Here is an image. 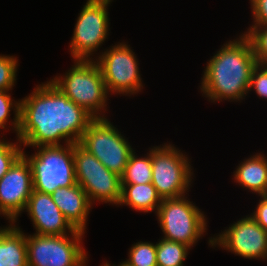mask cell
Here are the masks:
<instances>
[{"instance_id": "obj_28", "label": "cell", "mask_w": 267, "mask_h": 266, "mask_svg": "<svg viewBox=\"0 0 267 266\" xmlns=\"http://www.w3.org/2000/svg\"><path fill=\"white\" fill-rule=\"evenodd\" d=\"M251 217L267 231V195L260 196L259 202L255 207Z\"/></svg>"}, {"instance_id": "obj_21", "label": "cell", "mask_w": 267, "mask_h": 266, "mask_svg": "<svg viewBox=\"0 0 267 266\" xmlns=\"http://www.w3.org/2000/svg\"><path fill=\"white\" fill-rule=\"evenodd\" d=\"M9 92L0 90V130H7L9 123L11 125L8 127L11 126L12 128L10 127V129L14 130L17 135L20 126V99L15 101ZM12 110L14 111V118L9 122Z\"/></svg>"}, {"instance_id": "obj_8", "label": "cell", "mask_w": 267, "mask_h": 266, "mask_svg": "<svg viewBox=\"0 0 267 266\" xmlns=\"http://www.w3.org/2000/svg\"><path fill=\"white\" fill-rule=\"evenodd\" d=\"M79 144L120 177L134 151L127 138L108 118H95L84 131Z\"/></svg>"}, {"instance_id": "obj_22", "label": "cell", "mask_w": 267, "mask_h": 266, "mask_svg": "<svg viewBox=\"0 0 267 266\" xmlns=\"http://www.w3.org/2000/svg\"><path fill=\"white\" fill-rule=\"evenodd\" d=\"M128 259L125 260L130 266H158L156 260V243L136 242L130 247Z\"/></svg>"}, {"instance_id": "obj_10", "label": "cell", "mask_w": 267, "mask_h": 266, "mask_svg": "<svg viewBox=\"0 0 267 266\" xmlns=\"http://www.w3.org/2000/svg\"><path fill=\"white\" fill-rule=\"evenodd\" d=\"M76 182L84 189L89 201L118 205L121 197V177L107 169L79 143L73 144Z\"/></svg>"}, {"instance_id": "obj_17", "label": "cell", "mask_w": 267, "mask_h": 266, "mask_svg": "<svg viewBox=\"0 0 267 266\" xmlns=\"http://www.w3.org/2000/svg\"><path fill=\"white\" fill-rule=\"evenodd\" d=\"M0 266H28L26 234L15 223L0 230Z\"/></svg>"}, {"instance_id": "obj_30", "label": "cell", "mask_w": 267, "mask_h": 266, "mask_svg": "<svg viewBox=\"0 0 267 266\" xmlns=\"http://www.w3.org/2000/svg\"><path fill=\"white\" fill-rule=\"evenodd\" d=\"M102 266H116L115 264H109L108 262H104L103 264H102ZM117 266H130L128 263H126L125 261H122V263L120 262V264L119 265H117Z\"/></svg>"}, {"instance_id": "obj_27", "label": "cell", "mask_w": 267, "mask_h": 266, "mask_svg": "<svg viewBox=\"0 0 267 266\" xmlns=\"http://www.w3.org/2000/svg\"><path fill=\"white\" fill-rule=\"evenodd\" d=\"M253 24L243 34H247L253 27L267 26V0H250Z\"/></svg>"}, {"instance_id": "obj_26", "label": "cell", "mask_w": 267, "mask_h": 266, "mask_svg": "<svg viewBox=\"0 0 267 266\" xmlns=\"http://www.w3.org/2000/svg\"><path fill=\"white\" fill-rule=\"evenodd\" d=\"M255 91L257 96L263 100H267V65L259 64L254 67L248 93Z\"/></svg>"}, {"instance_id": "obj_12", "label": "cell", "mask_w": 267, "mask_h": 266, "mask_svg": "<svg viewBox=\"0 0 267 266\" xmlns=\"http://www.w3.org/2000/svg\"><path fill=\"white\" fill-rule=\"evenodd\" d=\"M214 236L208 240L212 248H224L245 259L267 260V231L250 214Z\"/></svg>"}, {"instance_id": "obj_15", "label": "cell", "mask_w": 267, "mask_h": 266, "mask_svg": "<svg viewBox=\"0 0 267 266\" xmlns=\"http://www.w3.org/2000/svg\"><path fill=\"white\" fill-rule=\"evenodd\" d=\"M51 196L70 225L86 233L87 218L93 205L84 189L77 183L71 187H60Z\"/></svg>"}, {"instance_id": "obj_4", "label": "cell", "mask_w": 267, "mask_h": 266, "mask_svg": "<svg viewBox=\"0 0 267 266\" xmlns=\"http://www.w3.org/2000/svg\"><path fill=\"white\" fill-rule=\"evenodd\" d=\"M64 145L37 146L34 147L37 152L30 156L23 150L31 166L33 190L52 194L60 187L77 184L73 144Z\"/></svg>"}, {"instance_id": "obj_9", "label": "cell", "mask_w": 267, "mask_h": 266, "mask_svg": "<svg viewBox=\"0 0 267 266\" xmlns=\"http://www.w3.org/2000/svg\"><path fill=\"white\" fill-rule=\"evenodd\" d=\"M131 48L125 42H118L98 53V56L95 55L94 60L100 66L106 90L110 95H136L144 88L139 61Z\"/></svg>"}, {"instance_id": "obj_23", "label": "cell", "mask_w": 267, "mask_h": 266, "mask_svg": "<svg viewBox=\"0 0 267 266\" xmlns=\"http://www.w3.org/2000/svg\"><path fill=\"white\" fill-rule=\"evenodd\" d=\"M1 139L0 135V179L9 171L13 163L23 154L22 144ZM19 143V144H18Z\"/></svg>"}, {"instance_id": "obj_18", "label": "cell", "mask_w": 267, "mask_h": 266, "mask_svg": "<svg viewBox=\"0 0 267 266\" xmlns=\"http://www.w3.org/2000/svg\"><path fill=\"white\" fill-rule=\"evenodd\" d=\"M162 198L152 183L121 184V197L118 206H129L138 212H157Z\"/></svg>"}, {"instance_id": "obj_24", "label": "cell", "mask_w": 267, "mask_h": 266, "mask_svg": "<svg viewBox=\"0 0 267 266\" xmlns=\"http://www.w3.org/2000/svg\"><path fill=\"white\" fill-rule=\"evenodd\" d=\"M18 57L0 55V90L11 91L17 79Z\"/></svg>"}, {"instance_id": "obj_6", "label": "cell", "mask_w": 267, "mask_h": 266, "mask_svg": "<svg viewBox=\"0 0 267 266\" xmlns=\"http://www.w3.org/2000/svg\"><path fill=\"white\" fill-rule=\"evenodd\" d=\"M84 234L79 230L67 235L26 234L28 266H84L88 262Z\"/></svg>"}, {"instance_id": "obj_5", "label": "cell", "mask_w": 267, "mask_h": 266, "mask_svg": "<svg viewBox=\"0 0 267 266\" xmlns=\"http://www.w3.org/2000/svg\"><path fill=\"white\" fill-rule=\"evenodd\" d=\"M187 195L162 199L156 212L158 223L165 240L189 246L196 243L207 232V218L204 212Z\"/></svg>"}, {"instance_id": "obj_7", "label": "cell", "mask_w": 267, "mask_h": 266, "mask_svg": "<svg viewBox=\"0 0 267 266\" xmlns=\"http://www.w3.org/2000/svg\"><path fill=\"white\" fill-rule=\"evenodd\" d=\"M192 169L187 155L172 143L152 147V185L162 199L188 194Z\"/></svg>"}, {"instance_id": "obj_3", "label": "cell", "mask_w": 267, "mask_h": 266, "mask_svg": "<svg viewBox=\"0 0 267 266\" xmlns=\"http://www.w3.org/2000/svg\"><path fill=\"white\" fill-rule=\"evenodd\" d=\"M63 75H57L50 81L94 118H107L104 113L110 96L95 60H74L72 67Z\"/></svg>"}, {"instance_id": "obj_13", "label": "cell", "mask_w": 267, "mask_h": 266, "mask_svg": "<svg viewBox=\"0 0 267 266\" xmlns=\"http://www.w3.org/2000/svg\"><path fill=\"white\" fill-rule=\"evenodd\" d=\"M33 192L31 166L22 154L0 179V207L16 223Z\"/></svg>"}, {"instance_id": "obj_1", "label": "cell", "mask_w": 267, "mask_h": 266, "mask_svg": "<svg viewBox=\"0 0 267 266\" xmlns=\"http://www.w3.org/2000/svg\"><path fill=\"white\" fill-rule=\"evenodd\" d=\"M20 99V126L17 138L25 147L79 143L95 119L76 105L51 81L34 87Z\"/></svg>"}, {"instance_id": "obj_11", "label": "cell", "mask_w": 267, "mask_h": 266, "mask_svg": "<svg viewBox=\"0 0 267 266\" xmlns=\"http://www.w3.org/2000/svg\"><path fill=\"white\" fill-rule=\"evenodd\" d=\"M111 2V0H87L83 5L69 44L72 59L94 60L93 55L108 39L110 31L108 7Z\"/></svg>"}, {"instance_id": "obj_14", "label": "cell", "mask_w": 267, "mask_h": 266, "mask_svg": "<svg viewBox=\"0 0 267 266\" xmlns=\"http://www.w3.org/2000/svg\"><path fill=\"white\" fill-rule=\"evenodd\" d=\"M24 212H27L36 229L33 234L67 235L76 231L59 210L51 194L33 190Z\"/></svg>"}, {"instance_id": "obj_16", "label": "cell", "mask_w": 267, "mask_h": 266, "mask_svg": "<svg viewBox=\"0 0 267 266\" xmlns=\"http://www.w3.org/2000/svg\"><path fill=\"white\" fill-rule=\"evenodd\" d=\"M236 183L258 196L267 195V156L256 153L245 158L233 172Z\"/></svg>"}, {"instance_id": "obj_20", "label": "cell", "mask_w": 267, "mask_h": 266, "mask_svg": "<svg viewBox=\"0 0 267 266\" xmlns=\"http://www.w3.org/2000/svg\"><path fill=\"white\" fill-rule=\"evenodd\" d=\"M191 248L185 244L161 238L156 242V260L158 266H184Z\"/></svg>"}, {"instance_id": "obj_25", "label": "cell", "mask_w": 267, "mask_h": 266, "mask_svg": "<svg viewBox=\"0 0 267 266\" xmlns=\"http://www.w3.org/2000/svg\"><path fill=\"white\" fill-rule=\"evenodd\" d=\"M246 36L253 45L257 63L267 65V26L253 27Z\"/></svg>"}, {"instance_id": "obj_19", "label": "cell", "mask_w": 267, "mask_h": 266, "mask_svg": "<svg viewBox=\"0 0 267 266\" xmlns=\"http://www.w3.org/2000/svg\"><path fill=\"white\" fill-rule=\"evenodd\" d=\"M135 150L130 154L125 170L121 176V184L152 183V148L144 157L137 156Z\"/></svg>"}, {"instance_id": "obj_2", "label": "cell", "mask_w": 267, "mask_h": 266, "mask_svg": "<svg viewBox=\"0 0 267 266\" xmlns=\"http://www.w3.org/2000/svg\"><path fill=\"white\" fill-rule=\"evenodd\" d=\"M213 55L201 77L202 95L211 103L241 102L248 94L251 74L257 65L250 39L242 32Z\"/></svg>"}, {"instance_id": "obj_29", "label": "cell", "mask_w": 267, "mask_h": 266, "mask_svg": "<svg viewBox=\"0 0 267 266\" xmlns=\"http://www.w3.org/2000/svg\"><path fill=\"white\" fill-rule=\"evenodd\" d=\"M0 215H3V217L6 218V220H8L7 222H9L8 226H3V227L0 226L1 227L0 230L7 229L14 224V222L5 214V212L1 209V207H0Z\"/></svg>"}]
</instances>
